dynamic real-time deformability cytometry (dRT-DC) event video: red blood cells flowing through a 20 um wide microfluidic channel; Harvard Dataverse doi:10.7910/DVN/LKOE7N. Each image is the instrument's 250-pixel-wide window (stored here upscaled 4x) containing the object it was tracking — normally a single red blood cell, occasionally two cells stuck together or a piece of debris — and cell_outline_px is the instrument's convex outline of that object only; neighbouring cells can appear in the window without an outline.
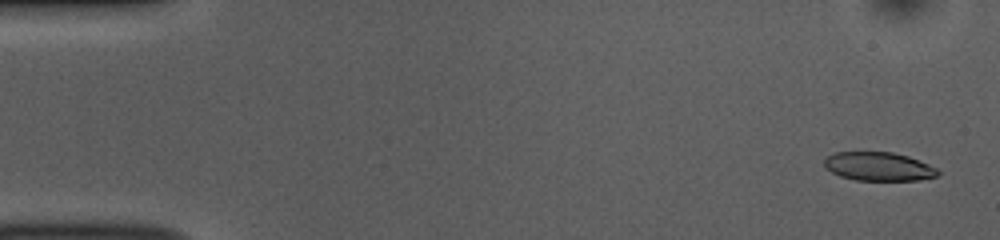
{"species": "common noctule bat (a hibernating species)", "species_latin": "Nyctalus noctula", "temperature_condition": "room temperature", "stored_images_in_passage": 51, "camera_frame_rate_fps": 3000, "um_per_image_px": 0.085, "animal": {"sex": "female", "body_mass_g": 10.0, "forearm_length_mm": 53.1}, "frame": {"image": 1, "passage_image": 2, "time_ms": 0.333, "image_size_px": [1000, 240], "cell_outline_px": [[940, 172], [936, 176], [920, 180], [856, 180], [840, 176], [824, 168], [824, 160], [828, 156], [836, 152], [892, 152], [908, 156], [928, 164], [936, 168]], "centroid_in_image_um": [74.67, 14.15], "position_along_channel_um": 10.3, "area_um2": 18.9}}
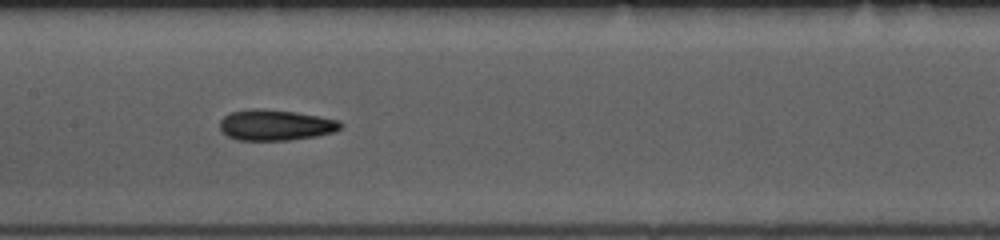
{"frame": {"image": 2, "passage_image": 25, "time_ms": 8.0, "image_size_px": [1000, 240], "cell_outline_px": [[344, 124], [336, 132], [316, 136], [288, 140], [236, 140], [220, 132], [220, 120], [224, 116], [232, 112], [252, 108], [256, 108], [296, 112], [320, 116], [340, 120]], "centroid_in_image_um": [23.43, 10.63], "position_along_channel_um": 184.0, "area_um2": 21.85}}
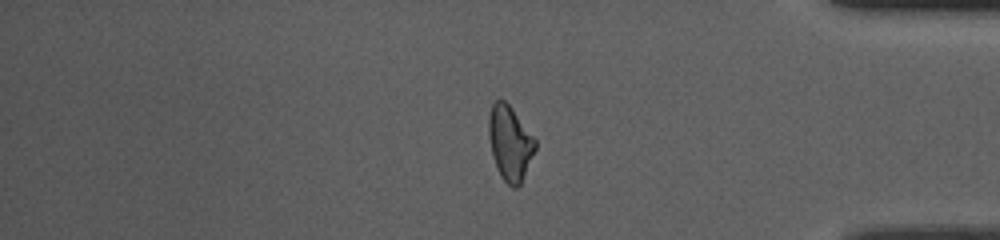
{"frame": {"image": 3, "passage_image": 43, "time_ms": 14.0, "image_size_px": [1000, 240], "cell_outline_px": [[536, 148], [520, 184], [516, 188], [512, 188], [500, 176], [496, 168], [492, 156], [488, 136], [488, 116], [492, 104], [496, 100], [504, 100], [512, 108], [536, 140]], "centroid_in_image_um": [43.32, 12.16], "position_along_channel_um": 391.9, "area_um2": 20.23}, "authors_computed_cell_mechanics": {"area_um2": 20.7502, "velocity_mm_per_s": 3.8648, "shape_relaxation_time_tau1_ms": 3.136, "shape_relaxation_time_tau2_ms": 2.8785, "deformation_change_tau1": 0.1445, "deformation_change_tau2": 0.1133}}